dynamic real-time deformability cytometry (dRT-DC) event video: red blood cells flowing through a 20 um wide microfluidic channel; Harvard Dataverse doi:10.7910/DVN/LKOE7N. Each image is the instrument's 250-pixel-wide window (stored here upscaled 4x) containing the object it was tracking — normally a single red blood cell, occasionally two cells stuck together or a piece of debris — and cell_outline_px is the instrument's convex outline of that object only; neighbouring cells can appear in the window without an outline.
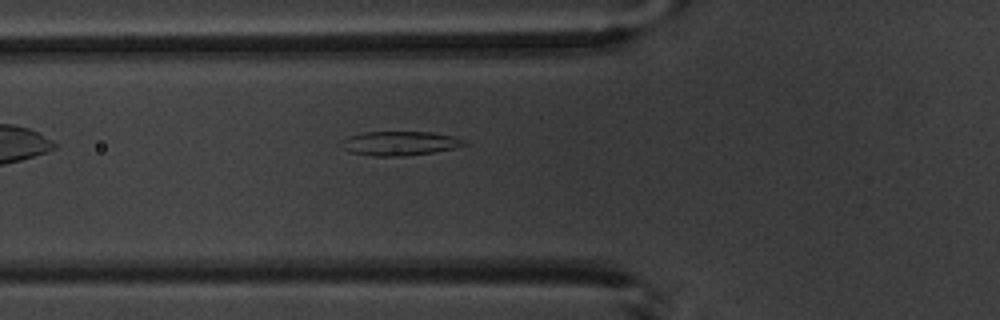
{"species": "common noctule bat (a hibernating species)", "species_latin": "Nyctalus noctula", "temperature_condition": "warm", "stored_images_in_passage": 6, "segment_of_instrument_passage": [2, 2], "camera_frame_rate_fps": 3000, "um_per_image_px": 0.085, "animal": {"sex": "male", "body_mass_g": 20.1, "forearm_length_mm": 53.5}, "frame": {"image": 1, "passage_image": 6, "time_ms": 6.0, "image_size_px": [1000, 320], "cell_outline_px": [[468, 144], [460, 148], [432, 152], [400, 156], [376, 156], [348, 152], [344, 148], [340, 140], [348, 136], [364, 132], [432, 132], [452, 136], [468, 140]], "centroid_in_image_um": [34.03, 12.18], "position_along_channel_um": 91.8, "area_um2": 17.46}}